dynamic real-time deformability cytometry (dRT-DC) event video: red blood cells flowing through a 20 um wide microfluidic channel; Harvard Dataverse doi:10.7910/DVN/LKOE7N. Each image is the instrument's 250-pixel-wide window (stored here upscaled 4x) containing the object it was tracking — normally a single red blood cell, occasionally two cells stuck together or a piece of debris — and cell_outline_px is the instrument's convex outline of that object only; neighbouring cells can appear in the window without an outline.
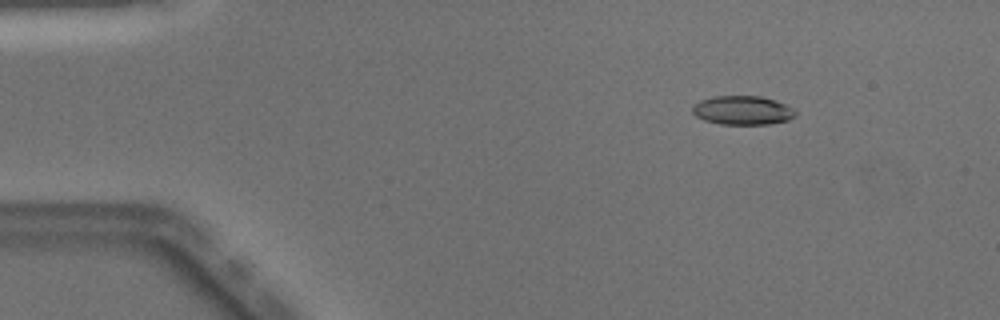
{"species": "Egyptian fruit bat (a non-hibernating species)", "species_latin": "Rousettus aegyptiacus", "temperature_condition": "warm", "stored_images_in_passage": 50, "camera_frame_rate_fps": 3000, "um_per_image_px": 0.085, "animal": {"sex": "male"}, "frame": {"image": 1, "passage_image": 7, "time_ms": 2.0, "image_size_px": [1000, 320], "cell_outline_px": [[796, 116], [788, 120], [768, 124], [720, 124], [704, 120], [696, 116], [692, 112], [692, 108], [700, 100], [712, 96], [760, 96], [776, 100], [792, 108], [796, 112]], "centroid_in_image_um": [63.12, 9.37], "position_along_channel_um": 21.9, "area_um2": 17.34}}
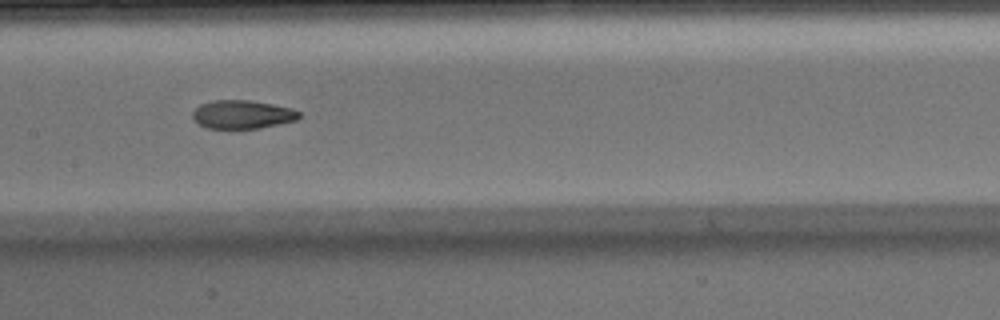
{"frame": {"image": 2, "passage_image": 25, "time_ms": 8.0, "image_size_px": [1000, 320], "cell_outline_px": [[300, 116], [296, 120], [260, 128], [208, 128], [200, 124], [192, 116], [192, 112], [200, 104], [212, 100], [248, 100], [272, 104], [292, 108], [300, 112]], "centroid_in_image_um": [20.6, 9.72], "position_along_channel_um": 186.8, "area_um2": 17.51}}
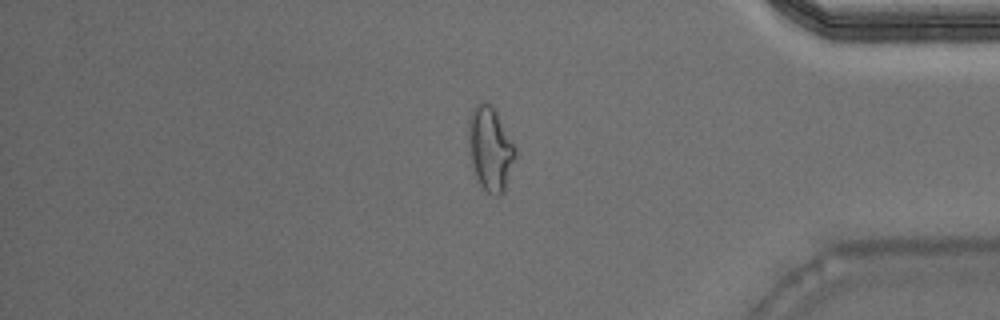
{"frame": {"image": 3, "passage_image": 42, "time_ms": 13.667, "image_size_px": [1000, 320], "cell_outline_px": [[516, 156], [504, 192], [500, 196], [496, 196], [488, 192], [480, 184], [476, 176], [468, 156], [468, 120], [472, 108], [480, 100], [492, 104], [516, 148]], "centroid_in_image_um": [41.65, 12.62], "position_along_channel_um": 393.6, "area_um2": 23.24}, "authors_computed_cell_mechanics": {"area_um2": 18.4382, "velocity_mm_per_s": 4.0836, "shape_relaxation_time_tau1_ms": null, "shape_relaxation_time_tau2_ms": 2.0213, "deformation_change_tau1": null, "deformation_change_tau2": 0.0924}}